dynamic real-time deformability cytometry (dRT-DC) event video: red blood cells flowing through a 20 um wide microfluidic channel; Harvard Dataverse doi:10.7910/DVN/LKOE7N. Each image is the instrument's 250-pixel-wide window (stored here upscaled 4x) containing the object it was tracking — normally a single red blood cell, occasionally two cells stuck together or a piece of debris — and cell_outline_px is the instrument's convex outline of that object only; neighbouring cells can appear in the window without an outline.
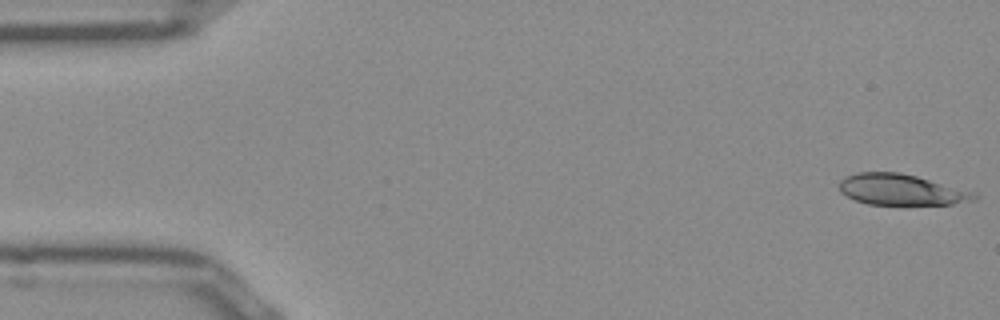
{"species": "Egyptian fruit bat (a non-hibernating species)", "species_latin": "Rousettus aegyptiacus", "temperature_condition": "room temperature", "stored_images_in_passage": 7, "camera_frame_rate_fps": 3000, "um_per_image_px": 0.085, "frame": {"image": 1, "passage_image": 1, "time_ms": 0.0, "image_size_px": [1000, 320], "cell_outline_px": [[980, 196], [976, 200], [952, 204], [904, 208], [868, 204], [856, 200], [840, 192], [840, 180], [844, 176], [856, 172], [900, 172], [916, 176], [976, 192]], "centroid_in_image_um": [76.65, 16.18], "position_along_channel_um": 8.3, "area_um2": 25.55}}